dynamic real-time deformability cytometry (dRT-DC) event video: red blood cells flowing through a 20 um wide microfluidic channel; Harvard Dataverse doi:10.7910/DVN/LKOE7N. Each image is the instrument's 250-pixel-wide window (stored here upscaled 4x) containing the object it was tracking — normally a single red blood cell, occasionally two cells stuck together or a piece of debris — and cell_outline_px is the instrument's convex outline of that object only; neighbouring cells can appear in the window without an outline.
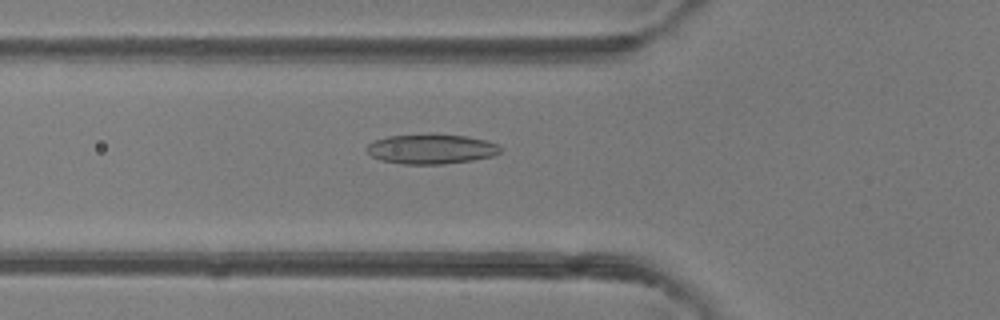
{"species": "common noctule bat (a hibernating species)", "species_latin": "Nyctalus noctula", "temperature_condition": "room temperature", "stored_images_in_passage": 48, "camera_frame_rate_fps": 3000, "um_per_image_px": 0.085, "animal": {"sex": "female"}, "frame": {"image": 1, "passage_image": 17, "time_ms": 5.333, "image_size_px": [1000, 320], "cell_outline_px": [[504, 148], [500, 152], [492, 156], [472, 160], [444, 164], [400, 164], [380, 160], [372, 156], [364, 148], [368, 144], [376, 140], [388, 136], [464, 136], [488, 140]], "centroid_in_image_um": [36.66, 12.7], "position_along_channel_um": 89.1, "area_um2": 22.66}}
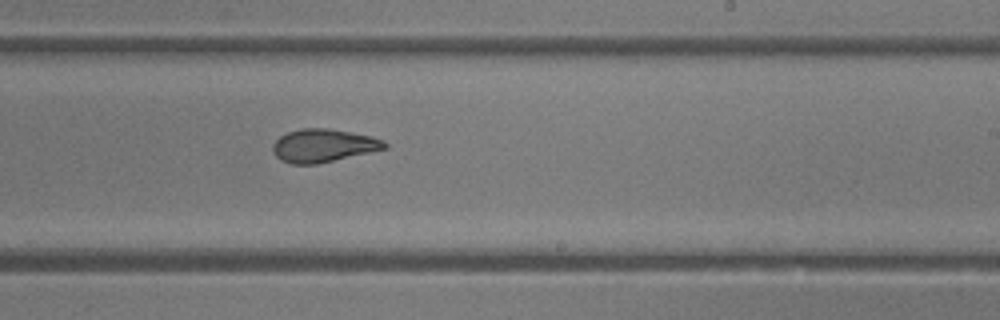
{"frame": {"image": 2, "passage_image": 29, "time_ms": 9.333, "image_size_px": [1000, 320], "cell_outline_px": [[388, 148], [316, 164], [292, 164], [280, 160], [272, 152], [272, 144], [280, 136], [288, 132], [300, 128], [328, 128], [352, 132], [372, 136], [384, 140], [388, 144]], "centroid_in_image_um": [27.48, 12.37], "position_along_channel_um": 261.5, "area_um2": 21.68}}
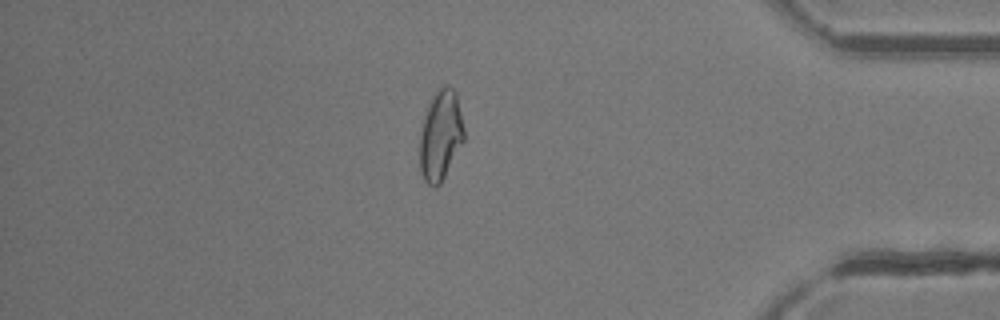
{"frame": {"image": 3, "passage_image": 41, "time_ms": 13.333, "image_size_px": [1000, 320], "cell_outline_px": [[464, 140], [440, 184], [436, 188], [428, 184], [424, 180], [420, 172], [420, 132], [428, 100], [444, 84], [448, 84], [456, 92], [464, 128]], "centroid_in_image_um": [37.43, 11.48], "position_along_channel_um": 397.8, "area_um2": 23.35}, "authors_computed_cell_mechanics": {"area_um2": 23.3223, "velocity_mm_per_s": 4.2833, "shape_relaxation_time_tau1_ms": null, "shape_relaxation_time_tau2_ms": 1.4134, "deformation_change_tau1": null, "deformation_change_tau2": 0.0842}}